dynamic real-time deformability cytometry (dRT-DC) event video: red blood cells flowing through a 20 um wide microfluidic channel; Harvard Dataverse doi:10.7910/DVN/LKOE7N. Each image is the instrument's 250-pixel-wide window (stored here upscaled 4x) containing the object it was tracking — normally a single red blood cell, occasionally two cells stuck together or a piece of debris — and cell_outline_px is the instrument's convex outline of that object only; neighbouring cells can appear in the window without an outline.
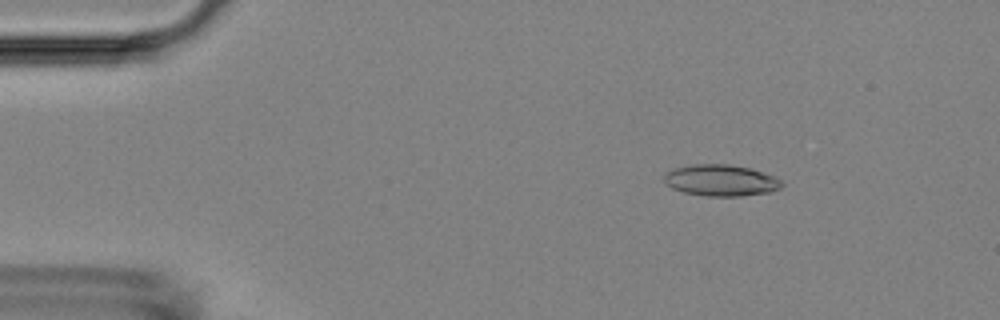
{"species": "Egyptian fruit bat (a non-hibernating species)", "species_latin": "Rousettus aegyptiacus", "temperature_condition": "room temperature", "stored_images_in_passage": 54, "camera_frame_rate_fps": 3000, "um_per_image_px": 0.085, "animal": {"sex": "female"}, "frame": {"image": 1, "passage_image": 8, "time_ms": 2.333, "image_size_px": [1000, 320], "cell_outline_px": [[784, 184], [780, 188], [768, 192], [740, 196], [708, 196], [684, 192], [672, 188], [664, 180], [664, 176], [668, 172], [676, 168], [692, 164], [728, 164], [748, 168], [776, 176]], "centroid_in_image_um": [61.3, 15.33], "position_along_channel_um": 23.7, "area_um2": 21.27}}
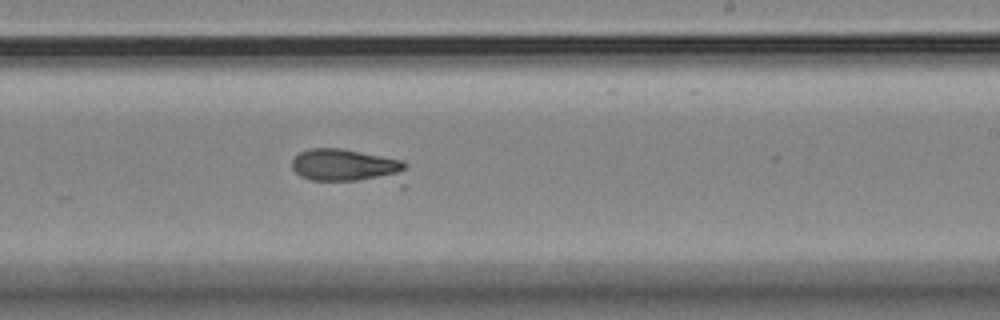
{"frame": {"image": 2, "passage_image": 33, "time_ms": 10.667, "image_size_px": [1000, 320], "cell_outline_px": [[408, 164], [396, 176], [356, 180], [312, 180], [300, 176], [292, 168], [292, 160], [300, 152], [308, 148], [340, 148], [404, 160]], "centroid_in_image_um": [29.29, 14.02], "position_along_channel_um": 259.7, "area_um2": 20.98}}
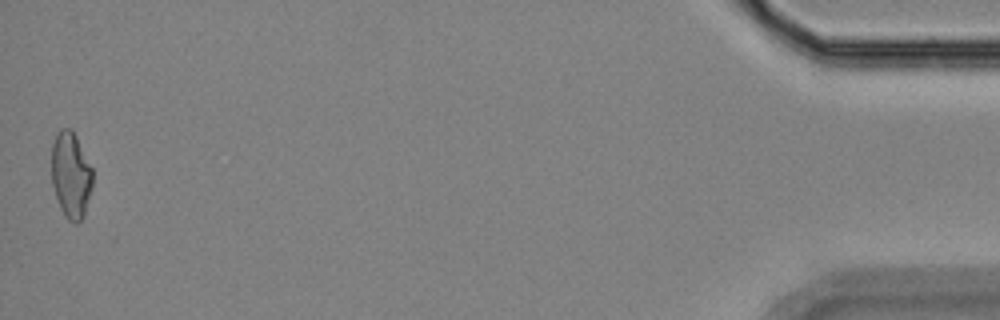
{"frame": {"image": 3, "passage_image": 54, "time_ms": 17.667, "image_size_px": [1000, 320], "cell_outline_px": [[92, 188], [84, 216], [76, 224], [68, 220], [64, 216], [60, 208], [52, 184], [52, 144], [56, 132], [60, 128], [72, 128], [92, 168]], "centroid_in_image_um": [6.02, 14.87], "position_along_channel_um": 429.2, "area_um2": 20.75}}